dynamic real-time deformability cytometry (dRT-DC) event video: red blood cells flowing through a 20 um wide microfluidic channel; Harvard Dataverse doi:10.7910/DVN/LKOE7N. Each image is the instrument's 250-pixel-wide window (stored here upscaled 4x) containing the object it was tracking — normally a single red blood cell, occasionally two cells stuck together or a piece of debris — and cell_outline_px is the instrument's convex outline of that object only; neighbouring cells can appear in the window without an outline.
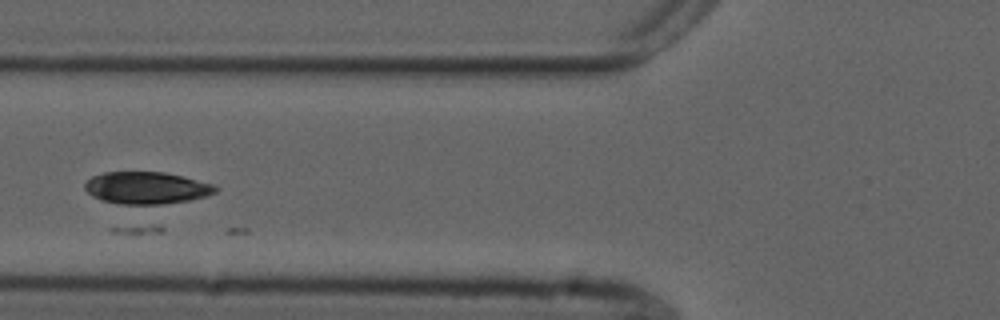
{"species": "common noctule bat (a hibernating species)", "species_latin": "Nyctalus noctula", "temperature_condition": "cold", "stored_images_in_passage": 29, "camera_frame_rate_fps": 3000, "um_per_image_px": 0.085, "animal": {"sex": "male", "forearm_length_mm": 52.5}, "frame": {"image": 1, "passage_image": 12, "time_ms": 3.667, "image_size_px": [1000, 320], "cell_outline_px": [[220, 188], [216, 192], [208, 196], [188, 200], [160, 204], [120, 204], [100, 200], [92, 196], [84, 188], [84, 184], [92, 176], [104, 172], [164, 172], [216, 184]], "centroid_in_image_um": [12.48, 15.97], "position_along_channel_um": 113.3, "area_um2": 24.57}}